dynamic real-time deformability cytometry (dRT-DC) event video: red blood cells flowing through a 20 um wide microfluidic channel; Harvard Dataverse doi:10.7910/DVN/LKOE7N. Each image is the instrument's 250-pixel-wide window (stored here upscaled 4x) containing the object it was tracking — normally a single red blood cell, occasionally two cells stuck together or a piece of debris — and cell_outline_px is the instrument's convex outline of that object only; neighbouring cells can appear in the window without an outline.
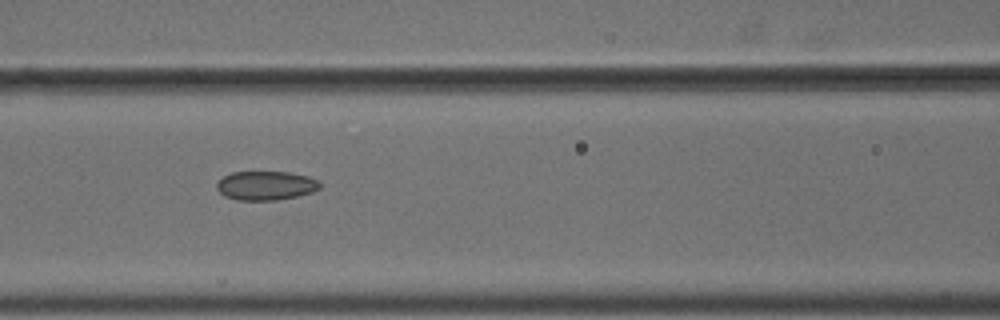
{"species": "common noctule bat (a hibernating species)", "species_latin": "Nyctalus noctula", "temperature_condition": "cold", "stored_images_in_passage": 8, "camera_frame_rate_fps": 3000, "um_per_image_px": 0.085, "animal": {"sex": "male", "body_mass_g": 18.8}, "frame": {"image": 1, "passage_image": 7, "time_ms": 2.0, "image_size_px": [1000, 320], "cell_outline_px": [[320, 188], [312, 192], [296, 196], [276, 200], [236, 200], [224, 196], [216, 188], [216, 184], [224, 176], [232, 172], [288, 172], [308, 176], [320, 180]], "centroid_in_image_um": [22.6, 15.77], "position_along_channel_um": 144.0, "area_um2": 17.46}}
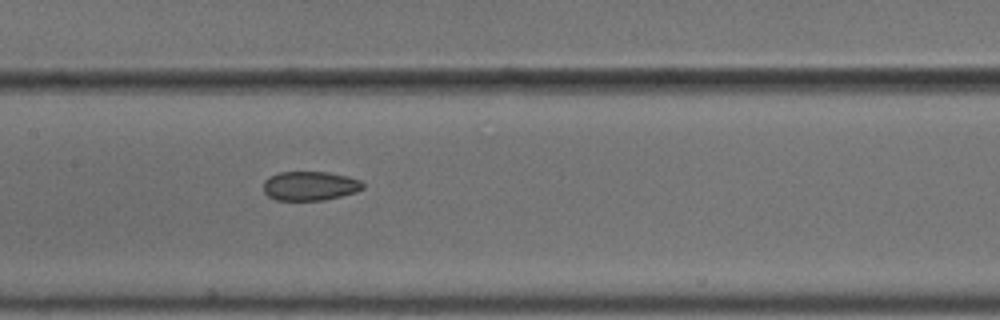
{"frame": {"image": 2, "passage_image": 8, "time_ms": 2.333, "image_size_px": [1000, 320], "cell_outline_px": [[364, 188], [356, 192], [324, 200], [276, 200], [268, 196], [264, 192], [264, 180], [268, 176], [280, 172], [328, 172], [348, 176], [360, 180], [364, 184]], "centroid_in_image_um": [26.34, 15.79], "position_along_channel_um": 181.1, "area_um2": 16.99}}